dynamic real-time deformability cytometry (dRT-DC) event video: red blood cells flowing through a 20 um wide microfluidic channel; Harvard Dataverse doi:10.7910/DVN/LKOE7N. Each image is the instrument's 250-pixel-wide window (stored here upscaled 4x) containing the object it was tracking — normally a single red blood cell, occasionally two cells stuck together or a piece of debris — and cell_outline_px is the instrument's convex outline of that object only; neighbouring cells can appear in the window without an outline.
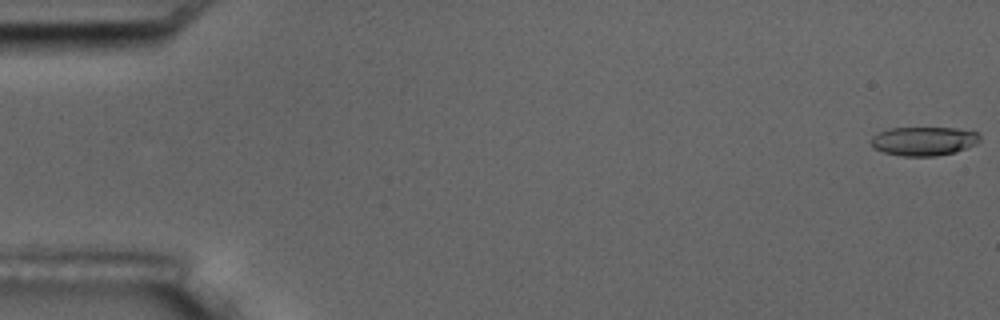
{"species": "common noctule bat (a hibernating species)", "species_latin": "Nyctalus noctula", "temperature_condition": "room temperature", "stored_images_in_passage": 7, "camera_frame_rate_fps": 3000, "um_per_image_px": 0.085, "animal": {"sex": "male", "body_mass_g": 17.5, "forearm_length_mm": 52.3}, "frame": {"image": 1, "passage_image": 1, "time_ms": 0.0, "image_size_px": [1000, 320], "cell_outline_px": [[980, 140], [976, 144], [968, 148], [956, 152], [936, 156], [904, 156], [884, 152], [872, 148], [872, 136], [888, 128], [956, 128], [976, 132], [980, 136]], "centroid_in_image_um": [78.54, 12.0], "position_along_channel_um": 6.5, "area_um2": 18.32}}
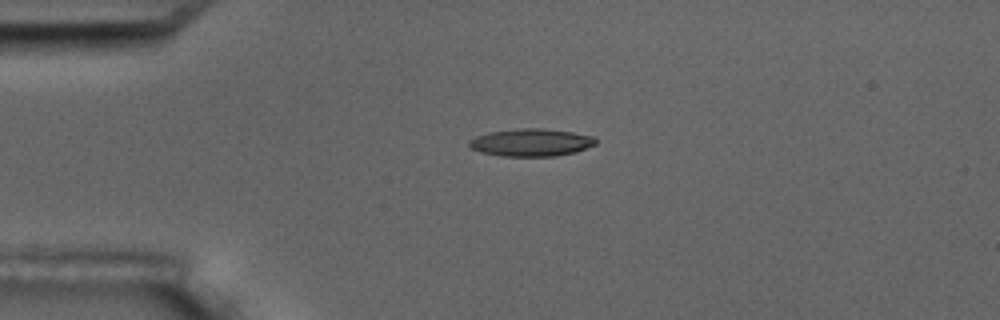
{"frame": {"image": 2, "passage_image": 5, "time_ms": 4.333, "image_size_px": [1000, 320], "cell_outline_px": [[596, 144], [576, 152], [556, 156], [500, 156], [480, 152], [472, 148], [468, 144], [468, 140], [476, 136], [488, 132], [520, 128], [540, 128], [572, 132], [596, 136]], "centroid_in_image_um": [45.15, 12.11], "position_along_channel_um": 39.9, "area_um2": 20.46}}